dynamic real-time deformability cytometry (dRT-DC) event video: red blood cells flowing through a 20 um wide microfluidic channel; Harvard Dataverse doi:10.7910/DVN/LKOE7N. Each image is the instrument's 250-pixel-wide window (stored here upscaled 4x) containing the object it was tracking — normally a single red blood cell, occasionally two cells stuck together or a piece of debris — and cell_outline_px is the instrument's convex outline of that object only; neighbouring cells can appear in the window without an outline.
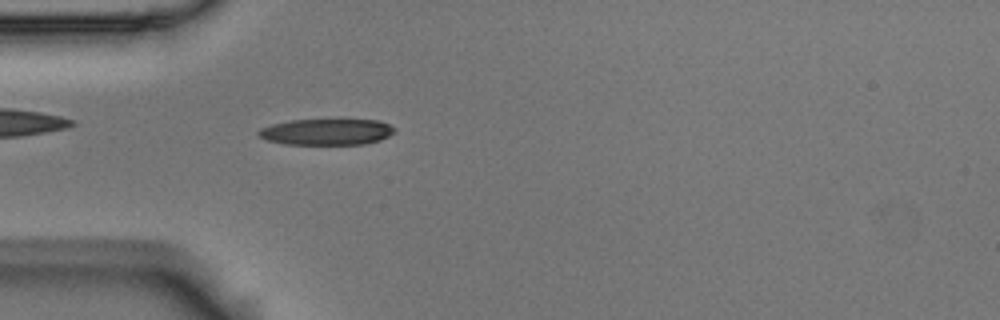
{"species": "Egyptian fruit bat (a non-hibernating species)", "species_latin": "Rousettus aegyptiacus", "temperature_condition": "room temperature", "stored_images_in_passage": 4, "camera_frame_rate_fps": 3000, "um_per_image_px": 0.085, "animal": {"sex": "male"}, "frame": {"image": 1, "passage_image": 4, "time_ms": 1.0, "image_size_px": [1000, 320], "cell_outline_px": [[396, 132], [380, 140], [364, 144], [284, 144], [268, 140], [260, 136], [256, 132], [260, 128], [272, 124], [292, 120], [380, 120], [396, 128]], "centroid_in_image_um": [27.79, 11.21], "position_along_channel_um": 57.2, "area_um2": 20.69}}